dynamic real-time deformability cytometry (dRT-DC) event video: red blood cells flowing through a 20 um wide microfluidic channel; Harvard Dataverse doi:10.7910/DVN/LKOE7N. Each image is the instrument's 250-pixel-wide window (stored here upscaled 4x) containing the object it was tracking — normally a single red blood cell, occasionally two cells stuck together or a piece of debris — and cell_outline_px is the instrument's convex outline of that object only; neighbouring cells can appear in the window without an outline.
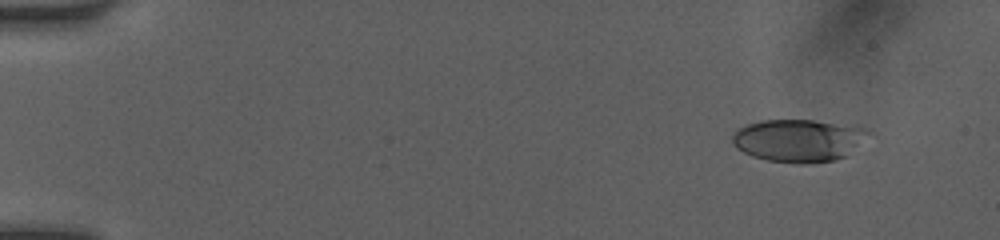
{"species": "human", "species_latin": "Homo sapiens", "temperature_condition": "room temperature", "stored_images_in_passage": 50, "camera_frame_rate_fps": 3000, "um_per_image_px": 0.085, "donor": {"sex": "female"}, "frame": {"image": 1, "passage_image": 5, "time_ms": 1.333, "image_size_px": [1000, 240], "cell_outline_px": [[868, 132], [844, 156], [836, 160], [804, 164], [796, 164], [768, 160], [752, 156], [736, 148], [732, 144], [732, 136], [740, 128], [748, 124], [764, 120], [812, 120], [864, 124], [868, 128]], "centroid_in_image_um": [67.88, 11.91], "position_along_channel_um": 17.1, "area_um2": 33.76}}
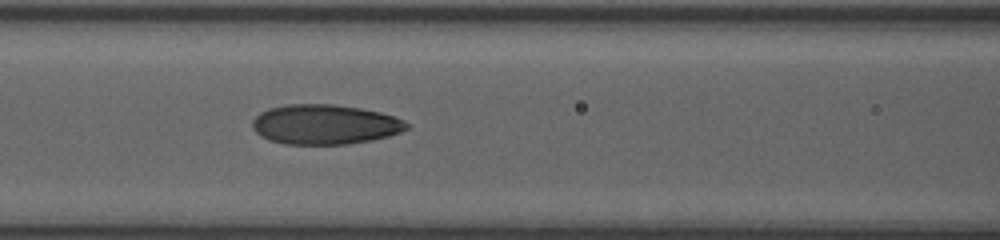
{"frame": {"image": 2, "passage_image": 23, "time_ms": 7.333, "image_size_px": [1000, 240], "cell_outline_px": [[412, 124], [408, 128], [400, 132], [388, 136], [372, 140], [348, 144], [284, 144], [268, 140], [260, 136], [252, 128], [252, 120], [260, 112], [268, 108], [288, 104], [332, 104], [360, 108], [380, 112], [404, 120]], "centroid_in_image_um": [27.6, 10.58], "position_along_channel_um": 139.0, "area_um2": 36.01}}
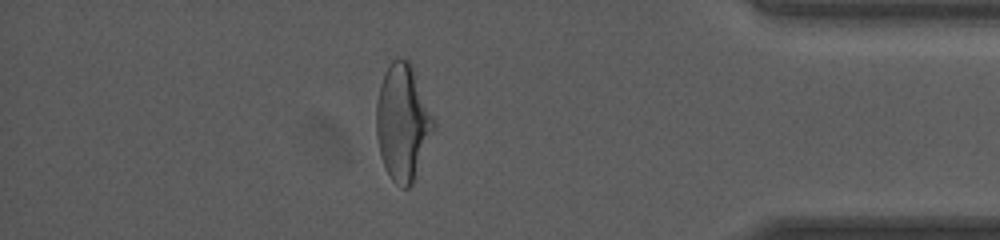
{"frame": {"image": 3, "passage_image": 44, "time_ms": 14.333, "image_size_px": [1000, 240], "cell_outline_px": [[436, 128], [412, 184], [408, 188], [404, 188], [396, 184], [392, 180], [380, 156], [376, 136], [376, 104], [380, 84], [392, 60], [396, 56], [408, 60], [412, 64], [436, 120]], "centroid_in_image_um": [34.26, 10.38], "position_along_channel_um": 400.9, "area_um2": 39.25}, "authors_computed_cell_mechanics": {"area_um2": 34.9112, "velocity_mm_per_s": 4.1835, "shape_relaxation_time_tau1_ms": 4.3415, "shape_relaxation_time_tau2_ms": 0.9467, "deformation_change_tau1": 0.1815, "deformation_change_tau2": 0.0757}}